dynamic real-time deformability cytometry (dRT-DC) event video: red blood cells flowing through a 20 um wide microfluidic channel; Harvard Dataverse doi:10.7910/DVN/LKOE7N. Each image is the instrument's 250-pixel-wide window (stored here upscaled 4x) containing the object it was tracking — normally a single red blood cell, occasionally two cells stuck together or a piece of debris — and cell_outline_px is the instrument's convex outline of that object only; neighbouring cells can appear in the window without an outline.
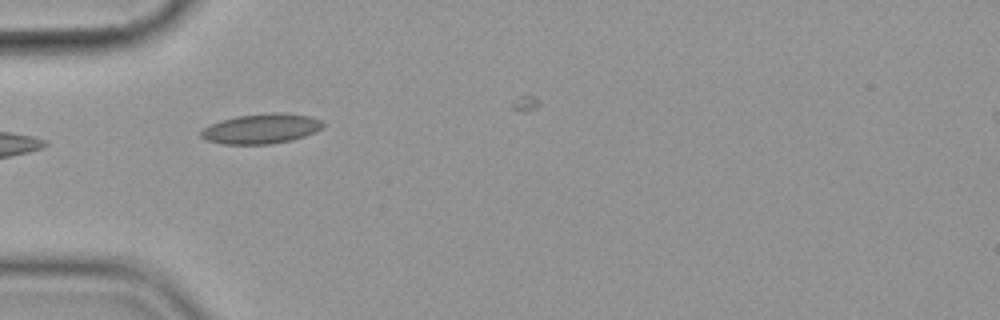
{"species": "common noctule bat (a hibernating species)", "species_latin": "Nyctalus noctula", "temperature_condition": "cold", "stored_images_in_passage": 5, "camera_frame_rate_fps": 3000, "um_per_image_px": 0.085, "animal": {"sex": "female", "body_mass_g": 19.9}, "frame": {"image": 1, "passage_image": 4, "time_ms": 4.333, "image_size_px": [1000, 320], "cell_outline_px": [[324, 128], [316, 132], [292, 140], [272, 144], [224, 144], [208, 140], [200, 136], [200, 132], [204, 128], [220, 120], [236, 116], [272, 112], [284, 112], [308, 116], [324, 120]], "centroid_in_image_um": [22.26, 10.93], "position_along_channel_um": 62.7, "area_um2": 21.44}}
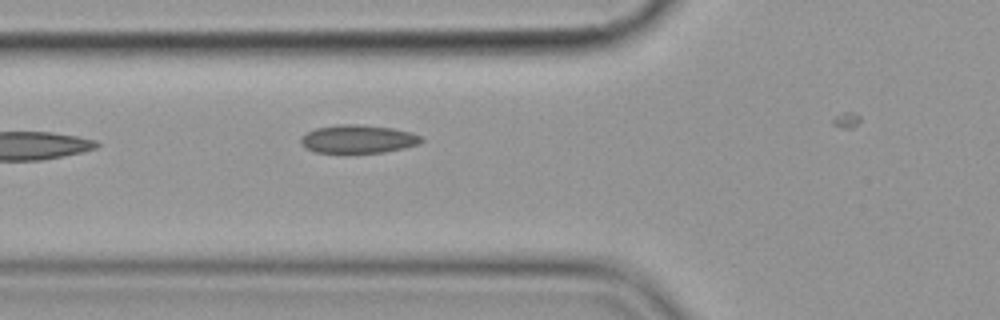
{"frame": {"image": 2, "passage_image": 5, "time_ms": 5.333, "image_size_px": [1000, 320], "cell_outline_px": [[424, 140], [420, 144], [404, 148], [384, 152], [348, 156], [316, 152], [304, 148], [300, 144], [300, 136], [316, 128], [336, 124], [356, 124], [392, 128], [412, 132], [424, 136]], "centroid_in_image_um": [30.42, 11.87], "position_along_channel_um": 95.4, "area_um2": 20.98}}